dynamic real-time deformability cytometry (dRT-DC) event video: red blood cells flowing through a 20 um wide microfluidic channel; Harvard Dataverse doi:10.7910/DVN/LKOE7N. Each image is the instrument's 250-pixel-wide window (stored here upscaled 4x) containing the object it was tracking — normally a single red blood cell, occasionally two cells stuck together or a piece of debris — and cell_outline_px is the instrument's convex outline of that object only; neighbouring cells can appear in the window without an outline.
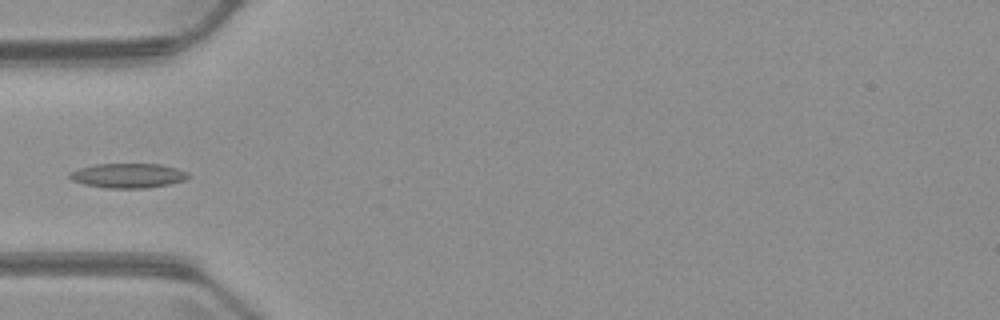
{"species": "common noctule bat (a hibernating species)", "species_latin": "Nyctalus noctula", "temperature_condition": "warm", "stored_images_in_passage": 5, "camera_frame_rate_fps": 3000, "um_per_image_px": 0.085, "animal": {"sex": "male", "body_mass_g": 23.1, "forearm_length_mm": 52.7}, "frame": {"image": 1, "passage_image": 4, "time_ms": 4.667, "image_size_px": [1000, 320], "cell_outline_px": [[188, 176], [184, 180], [168, 184], [148, 188], [104, 188], [84, 184], [72, 180], [68, 176], [68, 172], [80, 168], [96, 164], [160, 164], [176, 168], [188, 172]], "centroid_in_image_um": [10.85, 14.93], "position_along_channel_um": 74.2, "area_um2": 16.94}}
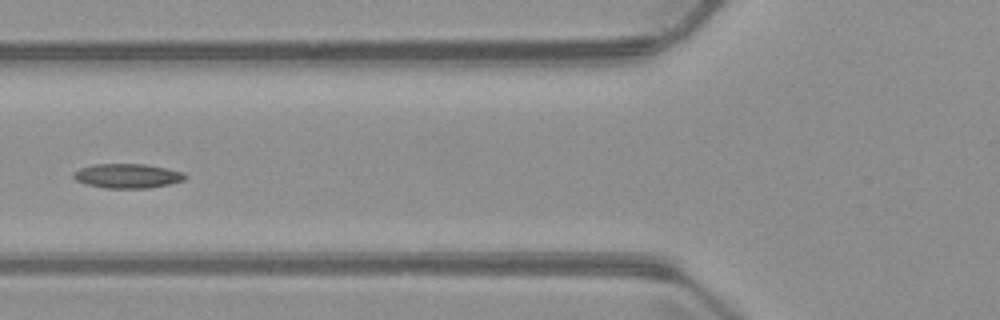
{"frame": {"image": 2, "passage_image": 5, "time_ms": 5.667, "image_size_px": [1000, 320], "cell_outline_px": [[188, 176], [184, 180], [168, 184], [148, 188], [104, 188], [88, 184], [76, 180], [72, 176], [80, 168], [92, 164], [144, 164], [168, 168], [184, 172]], "centroid_in_image_um": [10.87, 14.94], "position_along_channel_um": 114.9, "area_um2": 15.84}}